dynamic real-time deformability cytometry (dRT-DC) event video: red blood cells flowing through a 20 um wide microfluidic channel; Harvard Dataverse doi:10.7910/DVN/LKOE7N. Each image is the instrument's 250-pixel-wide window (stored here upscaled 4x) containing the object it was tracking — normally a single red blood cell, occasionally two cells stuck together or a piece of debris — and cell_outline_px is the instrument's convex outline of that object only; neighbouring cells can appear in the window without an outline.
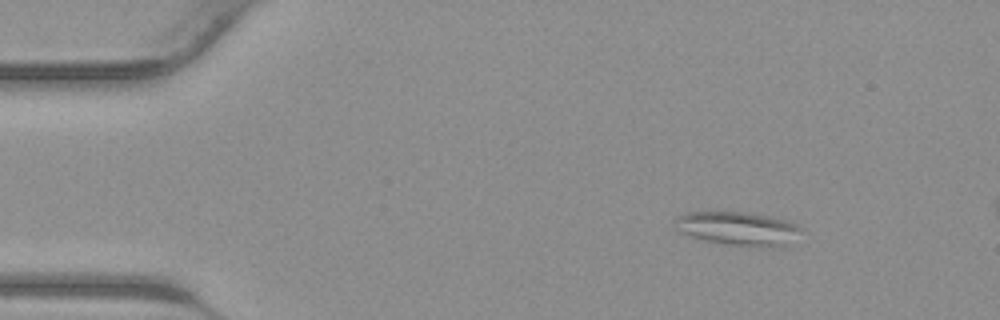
{"species": "common noctule bat (a hibernating species)", "species_latin": "Nyctalus noctula", "temperature_condition": "warm", "stored_images_in_passage": 6, "camera_frame_rate_fps": 3000, "um_per_image_px": 0.085, "animal": {"sex": "male", "body_mass_g": 23.1, "forearm_length_mm": 52.7}, "frame": {"image": 1, "passage_image": 1, "time_ms": 0.0, "image_size_px": [1000, 320], "cell_outline_px": [[800, 228], [784, 244], [764, 248], [728, 244], [708, 240], [692, 236], [676, 228], [672, 220], [688, 212], [744, 212], [768, 216], [784, 220], [796, 224]], "centroid_in_image_um": [62.64, 19.41], "position_along_channel_um": 22.4, "area_um2": 23.76}}